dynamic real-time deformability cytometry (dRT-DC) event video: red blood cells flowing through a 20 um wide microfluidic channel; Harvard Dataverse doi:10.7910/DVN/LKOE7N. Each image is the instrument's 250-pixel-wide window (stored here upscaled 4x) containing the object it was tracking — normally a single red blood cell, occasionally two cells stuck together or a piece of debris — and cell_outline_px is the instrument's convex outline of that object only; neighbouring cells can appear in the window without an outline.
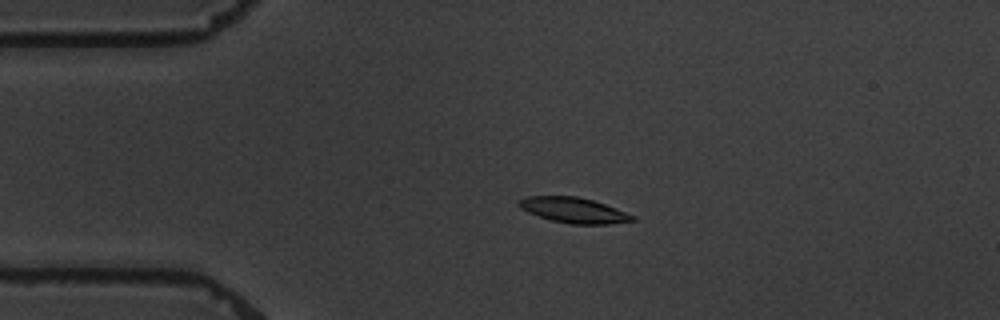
{"species": "common noctule bat (a hibernating species)", "species_latin": "Nyctalus noctula", "temperature_condition": "warm", "stored_images_in_passage": 5, "camera_frame_rate_fps": 3000, "um_per_image_px": 0.085, "animal": {"sex": "male", "body_mass_g": 19.5, "forearm_length_mm": 54.6}, "frame": {"image": 1, "passage_image": 4, "time_ms": 3.333, "image_size_px": [1000, 320], "cell_outline_px": [[636, 220], [608, 224], [572, 224], [552, 220], [528, 212], [520, 208], [516, 204], [524, 196], [576, 196], [592, 200], [604, 204], [624, 212], [632, 216]], "centroid_in_image_um": [48.7, 17.86], "position_along_channel_um": 36.3, "area_um2": 16.47}}